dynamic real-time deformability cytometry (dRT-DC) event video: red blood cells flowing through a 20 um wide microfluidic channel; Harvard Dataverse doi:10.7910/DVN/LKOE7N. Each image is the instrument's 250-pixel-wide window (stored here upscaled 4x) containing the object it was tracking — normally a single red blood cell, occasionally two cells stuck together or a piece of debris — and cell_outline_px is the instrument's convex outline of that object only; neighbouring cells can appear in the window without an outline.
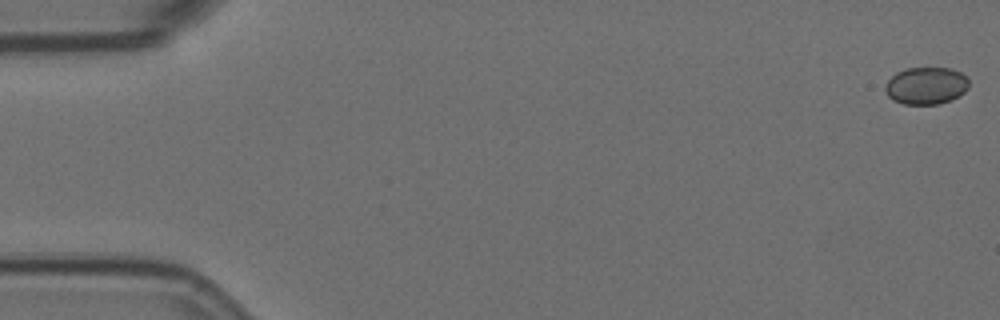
{"species": "Egyptian fruit bat (a non-hibernating species)", "species_latin": "Rousettus aegyptiacus", "temperature_condition": "room temperature", "stored_images_in_passage": 6, "camera_frame_rate_fps": 3000, "um_per_image_px": 0.085, "animal": {"sex": "female"}, "frame": {"image": 1, "passage_image": 1, "time_ms": 0.0, "image_size_px": [1000, 320], "cell_outline_px": [[968, 88], [960, 96], [952, 100], [940, 104], [904, 104], [892, 100], [884, 92], [884, 84], [896, 72], [904, 68], [952, 68], [968, 76]], "centroid_in_image_um": [78.71, 7.28], "position_along_channel_um": 6.3, "area_um2": 18.55}}